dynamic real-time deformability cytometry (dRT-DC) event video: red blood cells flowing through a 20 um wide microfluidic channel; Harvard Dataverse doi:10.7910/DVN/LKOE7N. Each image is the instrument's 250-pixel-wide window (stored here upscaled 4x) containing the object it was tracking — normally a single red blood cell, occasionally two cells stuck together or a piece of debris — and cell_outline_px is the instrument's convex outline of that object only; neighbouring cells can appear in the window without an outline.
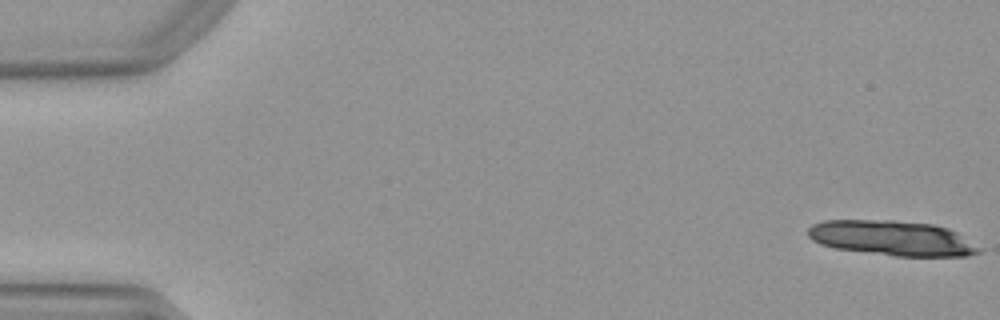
{"species": "Egyptian fruit bat (a non-hibernating species)", "species_latin": "Rousettus aegyptiacus", "temperature_condition": "warm", "stored_images_in_passage": 15, "camera_frame_rate_fps": 3000, "um_per_image_px": 0.085, "animal": {"sex": "female"}, "frame": {"image": 1, "passage_image": 1, "time_ms": 0.0, "image_size_px": [1000, 320], "cell_outline_px": [[984, 248], [980, 252], [968, 256], [896, 256], [832, 248], [820, 244], [812, 240], [808, 236], [808, 228], [812, 224], [824, 220], [892, 220], [932, 224], [948, 228], [956, 232]], "centroid_in_image_um": [75.84, 20.24], "position_along_channel_um": 9.2, "area_um2": 35.14}}